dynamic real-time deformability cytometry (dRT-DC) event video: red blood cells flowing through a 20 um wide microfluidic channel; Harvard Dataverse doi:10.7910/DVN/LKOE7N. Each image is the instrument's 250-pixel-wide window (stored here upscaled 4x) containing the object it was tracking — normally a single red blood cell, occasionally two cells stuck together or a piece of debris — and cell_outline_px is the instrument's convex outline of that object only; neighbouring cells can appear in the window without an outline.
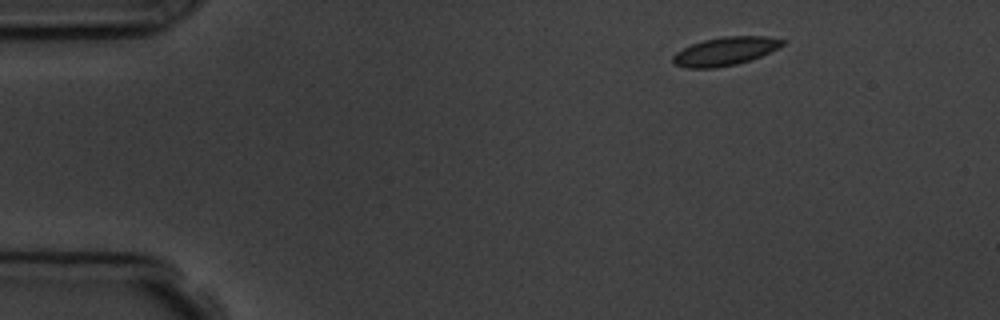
{"species": "common noctule bat (a hibernating species)", "species_latin": "Nyctalus noctula", "temperature_condition": "room temperature", "stored_images_in_passage": 8, "camera_frame_rate_fps": 3000, "um_per_image_px": 0.085, "animal": {"sex": "male", "body_mass_g": 19.5, "forearm_length_mm": 54.6}, "frame": {"image": 1, "passage_image": 1, "time_ms": 0.0, "image_size_px": [1000, 320], "cell_outline_px": [[788, 40], [784, 44], [760, 56], [736, 64], [716, 68], [688, 68], [676, 64], [672, 60], [672, 56], [676, 52], [692, 44], [704, 40], [724, 36], [768, 36]], "centroid_in_image_um": [61.65, 4.34], "position_along_channel_um": 23.4, "area_um2": 17.92}}
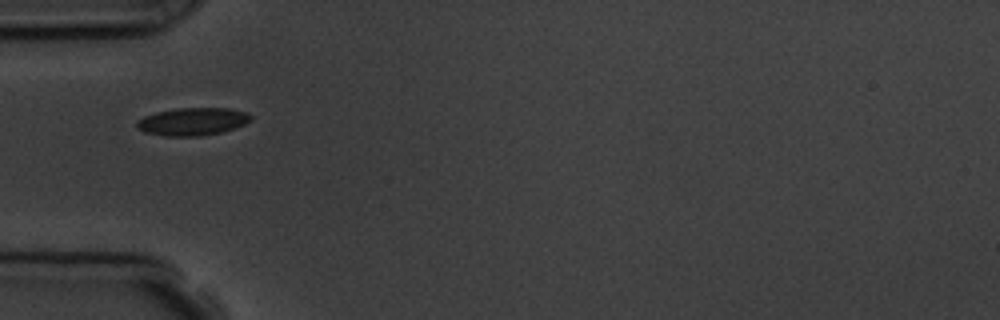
{"frame": {"image": 2, "passage_image": 4, "time_ms": 3.333, "image_size_px": [1000, 320], "cell_outline_px": [[252, 120], [244, 124], [220, 132], [200, 136], [164, 136], [144, 132], [136, 128], [136, 120], [144, 116], [156, 112], [176, 108], [228, 108], [248, 112], [252, 116]], "centroid_in_image_um": [16.34, 10.32], "position_along_channel_um": 68.7, "area_um2": 18.5}}